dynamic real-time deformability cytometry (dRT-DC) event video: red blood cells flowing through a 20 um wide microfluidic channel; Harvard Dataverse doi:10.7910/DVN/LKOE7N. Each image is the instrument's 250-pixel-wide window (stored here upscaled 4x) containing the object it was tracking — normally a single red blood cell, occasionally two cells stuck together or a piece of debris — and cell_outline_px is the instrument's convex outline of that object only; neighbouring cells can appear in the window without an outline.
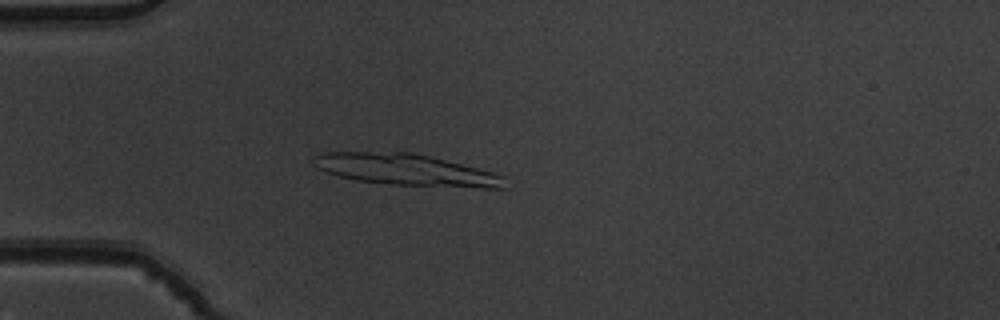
{"species": "common noctule bat (a hibernating species)", "species_latin": "Nyctalus noctula", "temperature_condition": "warm", "stored_images_in_passage": 5, "camera_frame_rate_fps": 3000, "um_per_image_px": 0.085, "animal": {"sex": "male", "body_mass_g": 19.5, "forearm_length_mm": 54.6}, "frame": {"image": 1, "passage_image": 5, "time_ms": 1.333, "image_size_px": [1000, 320], "cell_outline_px": [[508, 188], [480, 188], [392, 184], [356, 180], [340, 176], [316, 168], [312, 156], [324, 152], [412, 152], [492, 172], [504, 176]], "centroid_in_image_um": [34.52, 14.44], "position_along_channel_um": 50.5, "area_um2": 34.74}}